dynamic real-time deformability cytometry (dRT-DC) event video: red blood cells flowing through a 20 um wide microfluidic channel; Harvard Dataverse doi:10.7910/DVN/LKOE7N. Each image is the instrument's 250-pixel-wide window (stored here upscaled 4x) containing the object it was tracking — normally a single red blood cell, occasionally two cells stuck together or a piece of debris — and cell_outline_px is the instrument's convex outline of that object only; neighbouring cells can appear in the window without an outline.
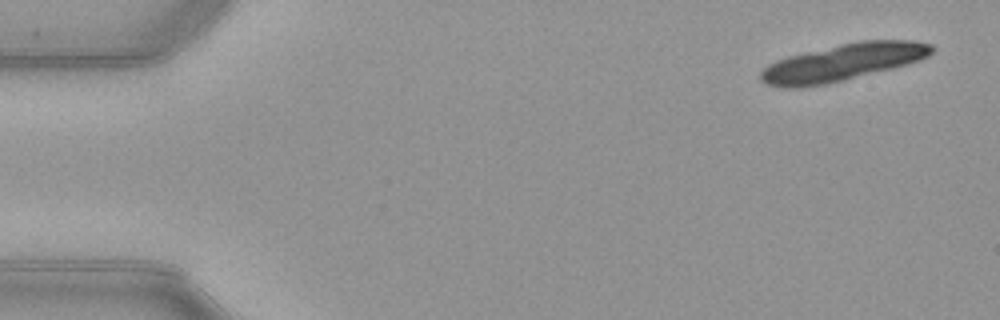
{"species": "common noctule bat (a hibernating species)", "species_latin": "Nyctalus noctula", "temperature_condition": "warm", "stored_images_in_passage": 18, "camera_frame_rate_fps": 3000, "um_per_image_px": 0.085, "animal": {"sex": "female", "body_mass_g": 21.9}, "frame": {"image": 1, "passage_image": 3, "time_ms": 0.667, "image_size_px": [1000, 320], "cell_outline_px": [[936, 48], [928, 56], [920, 60], [908, 64], [828, 84], [796, 88], [784, 88], [764, 84], [760, 80], [760, 72], [768, 64], [776, 60], [788, 56], [840, 44], [860, 40], [912, 40], [932, 44]], "centroid_in_image_um": [71.63, 5.3], "position_along_channel_um": 13.4, "area_um2": 36.99}}